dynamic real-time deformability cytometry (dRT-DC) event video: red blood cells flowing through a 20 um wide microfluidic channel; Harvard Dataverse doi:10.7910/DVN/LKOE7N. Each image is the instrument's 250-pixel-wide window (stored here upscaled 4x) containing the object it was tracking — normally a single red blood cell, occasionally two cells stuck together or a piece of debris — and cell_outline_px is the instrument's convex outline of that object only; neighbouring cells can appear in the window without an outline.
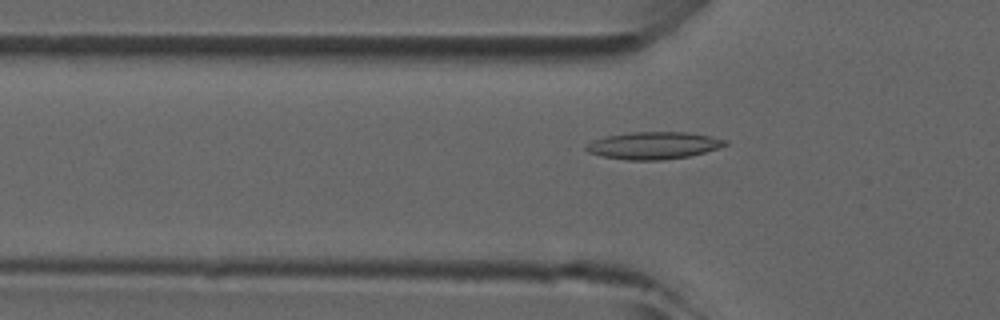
{"species": "common noctule bat (a hibernating species)", "species_latin": "Nyctalus noctula", "temperature_condition": "room temperature", "stored_images_in_passage": 34, "camera_frame_rate_fps": 3000, "um_per_image_px": 0.085, "animal": {"sex": "male", "forearm_length_mm": 52.5}, "frame": {"image": 1, "passage_image": 6, "time_ms": 1.667, "image_size_px": [1000, 320], "cell_outline_px": [[728, 144], [692, 156], [660, 160], [628, 160], [600, 156], [588, 152], [584, 148], [592, 140], [604, 136], [632, 132], [688, 132], [712, 136], [728, 140]], "centroid_in_image_um": [55.54, 12.36], "position_along_channel_um": 70.3, "area_um2": 22.2}}
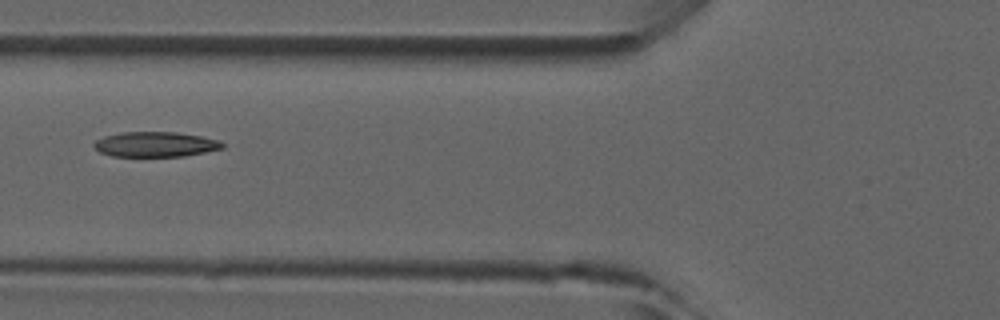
{"frame": {"image": 2, "passage_image": 9, "time_ms": 2.667, "image_size_px": [1000, 320], "cell_outline_px": [[224, 148], [184, 156], [112, 156], [100, 152], [92, 144], [96, 140], [104, 136], [120, 132], [176, 132], [200, 136], [220, 140], [224, 144]], "centroid_in_image_um": [13.21, 12.26], "position_along_channel_um": 112.6, "area_um2": 18.73}}
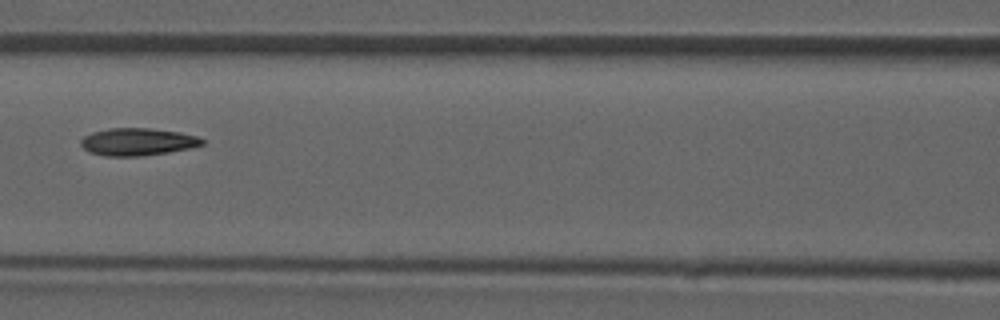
{"frame": {"image": 3, "passage_image": 12, "time_ms": 3.667, "image_size_px": [1000, 320], "cell_outline_px": [[204, 144], [192, 148], [168, 152], [140, 156], [104, 156], [88, 152], [80, 144], [80, 140], [84, 136], [92, 132], [108, 128], [152, 128], [180, 132], [196, 136], [204, 140]], "centroid_in_image_um": [11.68, 12.05], "position_along_channel_um": 154.9, "area_um2": 19.54}}